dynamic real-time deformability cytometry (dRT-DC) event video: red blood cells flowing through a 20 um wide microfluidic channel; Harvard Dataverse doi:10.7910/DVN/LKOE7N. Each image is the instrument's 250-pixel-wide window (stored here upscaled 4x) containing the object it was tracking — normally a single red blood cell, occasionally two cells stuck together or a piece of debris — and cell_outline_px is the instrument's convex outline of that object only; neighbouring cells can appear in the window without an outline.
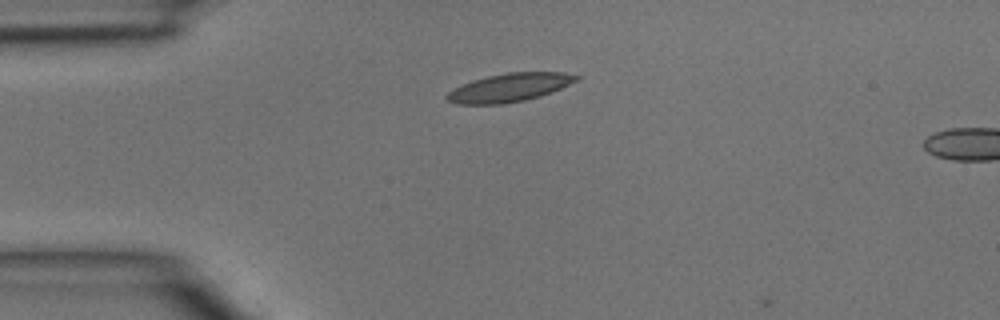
{"species": "common noctule bat (a hibernating species)", "species_latin": "Nyctalus noctula", "temperature_condition": "room temperature", "stored_images_in_passage": 2, "camera_frame_rate_fps": 3000, "um_per_image_px": 0.085, "animal": {"sex": "male", "body_mass_g": 15.6}, "frame": {"image": 1, "passage_image": 1, "time_ms": 0.0, "image_size_px": [1000, 320], "cell_outline_px": [[580, 80], [552, 92], [540, 96], [524, 100], [504, 104], [456, 104], [448, 100], [444, 96], [452, 88], [472, 80], [488, 76], [508, 72], [564, 72], [580, 76]], "centroid_in_image_um": [43.31, 7.44], "position_along_channel_um": 41.7, "area_um2": 21.56}}